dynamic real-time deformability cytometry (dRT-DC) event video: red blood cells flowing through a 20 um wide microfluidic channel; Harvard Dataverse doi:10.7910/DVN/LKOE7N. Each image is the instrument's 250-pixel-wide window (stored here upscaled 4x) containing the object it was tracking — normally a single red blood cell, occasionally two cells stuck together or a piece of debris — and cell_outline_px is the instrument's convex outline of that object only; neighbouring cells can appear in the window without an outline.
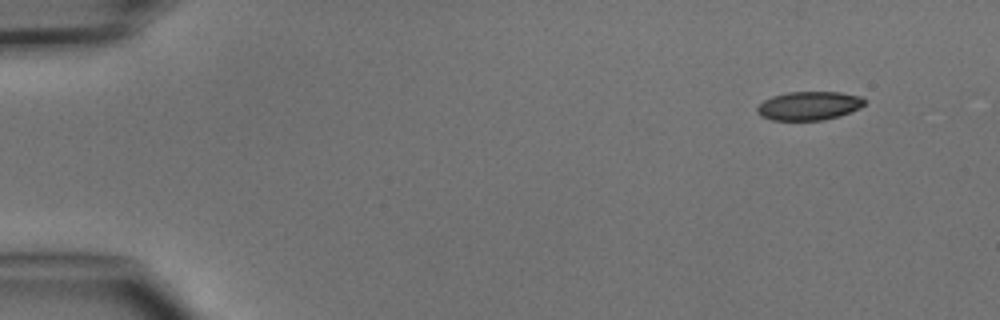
{"species": "common noctule bat (a hibernating species)", "species_latin": "Nyctalus noctula", "temperature_condition": "cold", "stored_images_in_passage": 2, "camera_frame_rate_fps": 3000, "um_per_image_px": 0.085, "animal": {"sex": "male", "body_mass_g": 15.6}, "frame": {"image": 1, "passage_image": 2, "time_ms": 1.333, "image_size_px": [1000, 320], "cell_outline_px": [[864, 104], [860, 108], [840, 116], [824, 120], [772, 120], [760, 116], [756, 112], [756, 108], [764, 100], [772, 96], [788, 92], [840, 92], [860, 96], [864, 100]], "centroid_in_image_um": [68.74, 8.99], "position_along_channel_um": 16.3, "area_um2": 17.98}}